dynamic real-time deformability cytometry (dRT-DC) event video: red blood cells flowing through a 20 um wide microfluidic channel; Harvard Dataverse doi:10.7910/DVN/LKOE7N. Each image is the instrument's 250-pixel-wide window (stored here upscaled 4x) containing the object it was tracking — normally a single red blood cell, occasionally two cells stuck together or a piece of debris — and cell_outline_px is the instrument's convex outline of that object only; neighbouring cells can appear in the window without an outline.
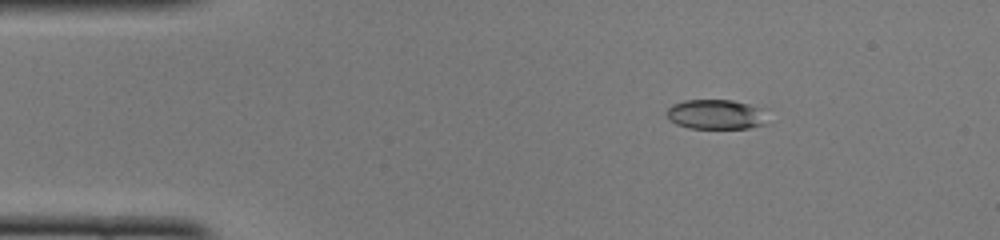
{"species": "common noctule bat (a hibernating species)", "species_latin": "Nyctalus noctula", "temperature_condition": "cold", "stored_images_in_passage": 48, "camera_frame_rate_fps": 3000, "um_per_image_px": 0.085, "animal": {"sex": "female", "body_mass_g": 22.0, "forearm_length_mm": 56.7}, "frame": {"image": 1, "passage_image": 7, "time_ms": 2.0, "image_size_px": [1000, 240], "cell_outline_px": [[764, 124], [748, 128], [688, 128], [676, 124], [668, 120], [668, 108], [672, 104], [684, 100], [732, 100], [748, 104], [760, 108]], "centroid_in_image_um": [60.76, 9.72], "position_along_channel_um": 24.2, "area_um2": 17.11}}
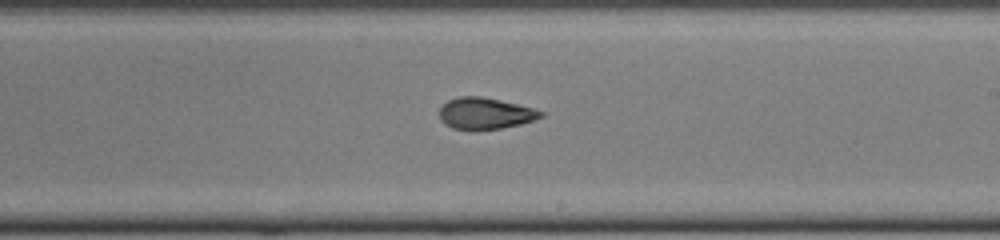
{"frame": {"image": 2, "passage_image": 28, "time_ms": 9.0, "image_size_px": [1000, 240], "cell_outline_px": [[544, 116], [520, 124], [500, 128], [452, 128], [444, 124], [440, 120], [440, 108], [448, 100], [460, 96], [480, 96], [500, 100], [532, 108], [544, 112]], "centroid_in_image_um": [41.22, 9.62], "position_along_channel_um": 247.8, "area_um2": 18.09}}
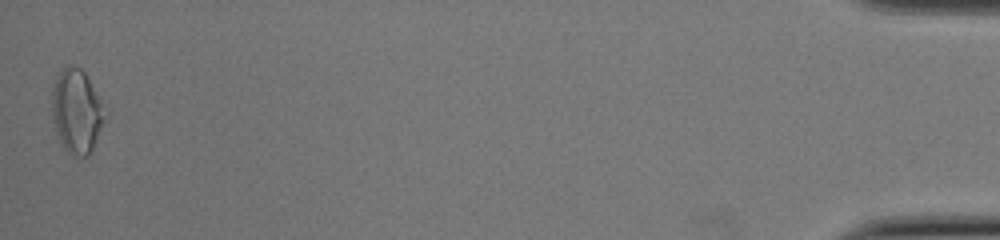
{"frame": {"image": 3, "passage_image": 48, "time_ms": 15.667, "image_size_px": [1000, 240], "cell_outline_px": [[108, 116], [92, 152], [88, 156], [72, 156], [64, 148], [56, 132], [52, 112], [52, 88], [56, 72], [68, 64], [72, 64], [80, 68], [84, 72], [108, 112]], "centroid_in_image_um": [6.54, 9.45], "position_along_channel_um": 428.7, "area_um2": 26.53}, "authors_computed_cell_mechanics": {"area_um2": 18.9584, "velocity_mm_per_s": 4.1212, "shape_relaxation_time_tau1_ms": null, "shape_relaxation_time_tau2_ms": 2.4046, "deformation_change_tau1": null, "deformation_change_tau2": 0.0924}}